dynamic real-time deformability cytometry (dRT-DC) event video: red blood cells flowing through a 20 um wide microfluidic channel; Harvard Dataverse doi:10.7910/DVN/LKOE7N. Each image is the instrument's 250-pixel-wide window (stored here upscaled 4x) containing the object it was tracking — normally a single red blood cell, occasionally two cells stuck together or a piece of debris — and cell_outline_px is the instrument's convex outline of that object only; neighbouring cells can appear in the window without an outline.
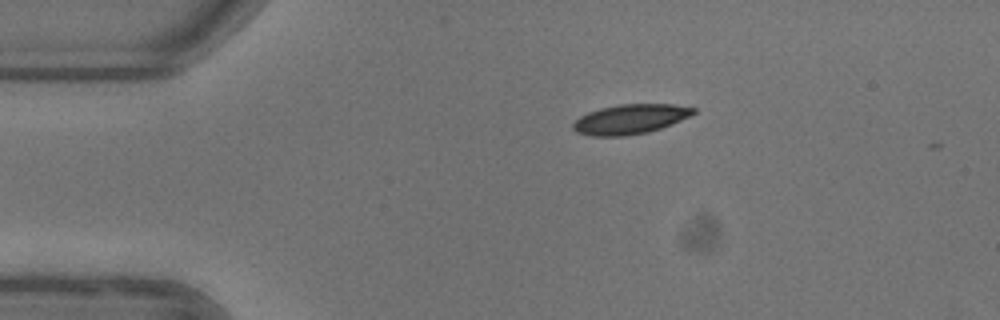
{"species": "common noctule bat (a hibernating species)", "species_latin": "Nyctalus noctula", "temperature_condition": "warm", "stored_images_in_passage": 4, "camera_frame_rate_fps": 3000, "um_per_image_px": 0.085, "animal": {"sex": "female"}, "frame": {"image": 1, "passage_image": 1, "time_ms": 0.0, "image_size_px": [1000, 320], "cell_outline_px": [[696, 112], [672, 124], [648, 132], [624, 136], [592, 136], [576, 132], [572, 128], [572, 124], [580, 116], [588, 112], [600, 108], [620, 104], [672, 104], [696, 108]], "centroid_in_image_um": [53.54, 10.13], "position_along_channel_um": 31.5, "area_um2": 20.75}}